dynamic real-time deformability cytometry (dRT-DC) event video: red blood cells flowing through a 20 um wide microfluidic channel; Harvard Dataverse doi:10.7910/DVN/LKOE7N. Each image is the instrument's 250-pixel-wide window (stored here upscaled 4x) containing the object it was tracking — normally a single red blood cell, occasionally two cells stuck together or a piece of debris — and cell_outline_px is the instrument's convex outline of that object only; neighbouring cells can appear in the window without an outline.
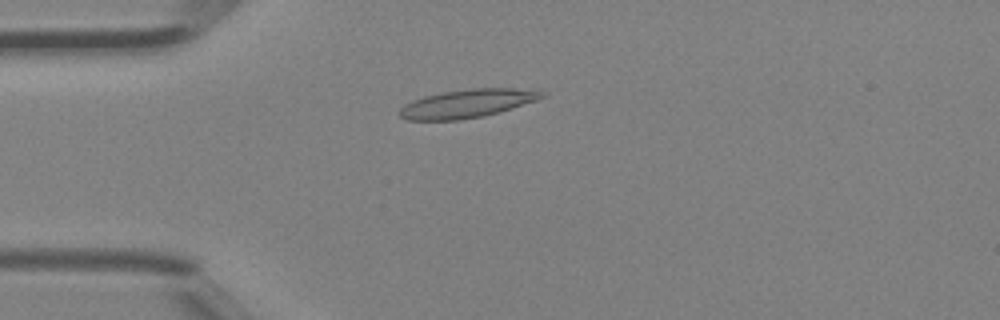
{"species": "Egyptian fruit bat (a non-hibernating species)", "species_latin": "Rousettus aegyptiacus", "temperature_condition": "room temperature", "stored_images_in_passage": 3, "camera_frame_rate_fps": 3000, "um_per_image_px": 0.085, "animal": {"sex": "female"}, "frame": {"image": 1, "passage_image": 3, "time_ms": 0.667, "image_size_px": [1000, 320], "cell_outline_px": [[544, 96], [536, 100], [500, 112], [484, 116], [460, 120], [408, 120], [400, 116], [400, 108], [404, 104], [412, 100], [424, 96], [444, 92], [472, 88], [540, 88], [544, 92]], "centroid_in_image_um": [39.77, 8.79], "position_along_channel_um": 45.2, "area_um2": 23.7}}